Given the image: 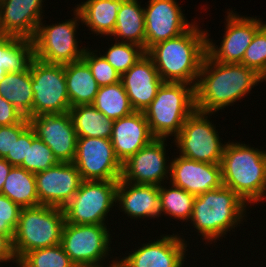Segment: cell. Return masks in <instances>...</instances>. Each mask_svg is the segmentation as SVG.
<instances>
[{
	"label": "cell",
	"instance_id": "1",
	"mask_svg": "<svg viewBox=\"0 0 266 267\" xmlns=\"http://www.w3.org/2000/svg\"><path fill=\"white\" fill-rule=\"evenodd\" d=\"M263 83V77L241 63H220L207 54L195 86L196 110L222 112L247 97L252 88Z\"/></svg>",
	"mask_w": 266,
	"mask_h": 267
},
{
	"label": "cell",
	"instance_id": "2",
	"mask_svg": "<svg viewBox=\"0 0 266 267\" xmlns=\"http://www.w3.org/2000/svg\"><path fill=\"white\" fill-rule=\"evenodd\" d=\"M250 208L252 207L248 206L237 193L222 185L218 189L195 196L190 224L187 225H191L189 228L191 230L194 227L189 231L195 232L194 234L202 239L200 243L205 241V246L214 243L216 247L218 241H225L223 237L227 238L228 233L231 235L240 224L244 226L242 224L248 222L247 211Z\"/></svg>",
	"mask_w": 266,
	"mask_h": 267
},
{
	"label": "cell",
	"instance_id": "3",
	"mask_svg": "<svg viewBox=\"0 0 266 267\" xmlns=\"http://www.w3.org/2000/svg\"><path fill=\"white\" fill-rule=\"evenodd\" d=\"M197 23L179 36L156 43L146 51L164 82L196 86L207 54L206 28L202 29Z\"/></svg>",
	"mask_w": 266,
	"mask_h": 267
},
{
	"label": "cell",
	"instance_id": "4",
	"mask_svg": "<svg viewBox=\"0 0 266 267\" xmlns=\"http://www.w3.org/2000/svg\"><path fill=\"white\" fill-rule=\"evenodd\" d=\"M239 140L226 142L222 160V183L250 207L266 199V150Z\"/></svg>",
	"mask_w": 266,
	"mask_h": 267
},
{
	"label": "cell",
	"instance_id": "5",
	"mask_svg": "<svg viewBox=\"0 0 266 267\" xmlns=\"http://www.w3.org/2000/svg\"><path fill=\"white\" fill-rule=\"evenodd\" d=\"M195 110L194 85L163 82L143 113L155 138L173 140Z\"/></svg>",
	"mask_w": 266,
	"mask_h": 267
},
{
	"label": "cell",
	"instance_id": "6",
	"mask_svg": "<svg viewBox=\"0 0 266 267\" xmlns=\"http://www.w3.org/2000/svg\"><path fill=\"white\" fill-rule=\"evenodd\" d=\"M64 223L63 208L46 205L21 208L13 237L18 261L32 250L60 244Z\"/></svg>",
	"mask_w": 266,
	"mask_h": 267
},
{
	"label": "cell",
	"instance_id": "7",
	"mask_svg": "<svg viewBox=\"0 0 266 267\" xmlns=\"http://www.w3.org/2000/svg\"><path fill=\"white\" fill-rule=\"evenodd\" d=\"M110 230L112 231L107 224L65 222L60 244L76 266L100 267L117 258L112 254L116 247H111L115 232L112 231L111 234Z\"/></svg>",
	"mask_w": 266,
	"mask_h": 267
},
{
	"label": "cell",
	"instance_id": "8",
	"mask_svg": "<svg viewBox=\"0 0 266 267\" xmlns=\"http://www.w3.org/2000/svg\"><path fill=\"white\" fill-rule=\"evenodd\" d=\"M73 17L47 24L40 21L33 38L35 58L49 64H69L82 59L86 46H80L78 38L81 16L73 7ZM46 24V25H45ZM78 34V35H76ZM79 39V40H78Z\"/></svg>",
	"mask_w": 266,
	"mask_h": 267
},
{
	"label": "cell",
	"instance_id": "9",
	"mask_svg": "<svg viewBox=\"0 0 266 267\" xmlns=\"http://www.w3.org/2000/svg\"><path fill=\"white\" fill-rule=\"evenodd\" d=\"M214 113H203L195 110L184 122L179 134L173 139V154L210 164H220L226 140L211 120ZM177 149V150H176Z\"/></svg>",
	"mask_w": 266,
	"mask_h": 267
},
{
	"label": "cell",
	"instance_id": "10",
	"mask_svg": "<svg viewBox=\"0 0 266 267\" xmlns=\"http://www.w3.org/2000/svg\"><path fill=\"white\" fill-rule=\"evenodd\" d=\"M118 180H83L73 198L63 207L70 224H108L116 203Z\"/></svg>",
	"mask_w": 266,
	"mask_h": 267
},
{
	"label": "cell",
	"instance_id": "11",
	"mask_svg": "<svg viewBox=\"0 0 266 267\" xmlns=\"http://www.w3.org/2000/svg\"><path fill=\"white\" fill-rule=\"evenodd\" d=\"M33 91V117L69 112L64 65L49 64L34 58L30 64Z\"/></svg>",
	"mask_w": 266,
	"mask_h": 267
},
{
	"label": "cell",
	"instance_id": "12",
	"mask_svg": "<svg viewBox=\"0 0 266 267\" xmlns=\"http://www.w3.org/2000/svg\"><path fill=\"white\" fill-rule=\"evenodd\" d=\"M174 232L161 233L162 235L158 236L159 239H149L142 244L140 241L138 242L140 246L135 244L134 249L125 252L123 256L120 253L118 258L126 267H185L189 264L186 257L189 255L191 242L188 238L185 240L183 231Z\"/></svg>",
	"mask_w": 266,
	"mask_h": 267
},
{
	"label": "cell",
	"instance_id": "13",
	"mask_svg": "<svg viewBox=\"0 0 266 267\" xmlns=\"http://www.w3.org/2000/svg\"><path fill=\"white\" fill-rule=\"evenodd\" d=\"M229 10V11H228ZM225 31L220 45L216 40L209 37L206 29L207 55L214 61L220 63H241L245 50L250 45L255 33L266 23L258 16H246L239 14L235 9H227L225 12ZM263 21V22H262ZM216 41V42H215Z\"/></svg>",
	"mask_w": 266,
	"mask_h": 267
},
{
	"label": "cell",
	"instance_id": "14",
	"mask_svg": "<svg viewBox=\"0 0 266 267\" xmlns=\"http://www.w3.org/2000/svg\"><path fill=\"white\" fill-rule=\"evenodd\" d=\"M169 140L155 138L151 143L142 147L136 154L128 158L122 164L120 179L134 184L157 186L168 182L170 180L172 157L169 158L167 154L169 149H173L172 143H174L172 141L169 144L167 142ZM167 146H170V148Z\"/></svg>",
	"mask_w": 266,
	"mask_h": 267
},
{
	"label": "cell",
	"instance_id": "15",
	"mask_svg": "<svg viewBox=\"0 0 266 267\" xmlns=\"http://www.w3.org/2000/svg\"><path fill=\"white\" fill-rule=\"evenodd\" d=\"M72 163L83 180L111 181L121 178L122 164L115 156L110 139L78 138Z\"/></svg>",
	"mask_w": 266,
	"mask_h": 267
},
{
	"label": "cell",
	"instance_id": "16",
	"mask_svg": "<svg viewBox=\"0 0 266 267\" xmlns=\"http://www.w3.org/2000/svg\"><path fill=\"white\" fill-rule=\"evenodd\" d=\"M183 12L178 0H148L145 3V51L156 43L179 36L197 21L192 19L190 23Z\"/></svg>",
	"mask_w": 266,
	"mask_h": 267
},
{
	"label": "cell",
	"instance_id": "17",
	"mask_svg": "<svg viewBox=\"0 0 266 267\" xmlns=\"http://www.w3.org/2000/svg\"><path fill=\"white\" fill-rule=\"evenodd\" d=\"M29 123L59 162H73L78 137L69 112L30 117Z\"/></svg>",
	"mask_w": 266,
	"mask_h": 267
},
{
	"label": "cell",
	"instance_id": "18",
	"mask_svg": "<svg viewBox=\"0 0 266 267\" xmlns=\"http://www.w3.org/2000/svg\"><path fill=\"white\" fill-rule=\"evenodd\" d=\"M40 205L63 208L80 188L83 181L72 162H59L35 174Z\"/></svg>",
	"mask_w": 266,
	"mask_h": 267
},
{
	"label": "cell",
	"instance_id": "19",
	"mask_svg": "<svg viewBox=\"0 0 266 267\" xmlns=\"http://www.w3.org/2000/svg\"><path fill=\"white\" fill-rule=\"evenodd\" d=\"M169 182L199 196L223 185L221 165L190 160L178 154L172 155Z\"/></svg>",
	"mask_w": 266,
	"mask_h": 267
},
{
	"label": "cell",
	"instance_id": "20",
	"mask_svg": "<svg viewBox=\"0 0 266 267\" xmlns=\"http://www.w3.org/2000/svg\"><path fill=\"white\" fill-rule=\"evenodd\" d=\"M115 206L128 219L134 222L141 219H159L160 195L159 186L152 184H134L118 180ZM148 218V219H147Z\"/></svg>",
	"mask_w": 266,
	"mask_h": 267
},
{
	"label": "cell",
	"instance_id": "21",
	"mask_svg": "<svg viewBox=\"0 0 266 267\" xmlns=\"http://www.w3.org/2000/svg\"><path fill=\"white\" fill-rule=\"evenodd\" d=\"M45 1L0 0V33L33 39L45 16Z\"/></svg>",
	"mask_w": 266,
	"mask_h": 267
},
{
	"label": "cell",
	"instance_id": "22",
	"mask_svg": "<svg viewBox=\"0 0 266 267\" xmlns=\"http://www.w3.org/2000/svg\"><path fill=\"white\" fill-rule=\"evenodd\" d=\"M121 82L134 111L144 112L164 82L152 59L145 53L121 75Z\"/></svg>",
	"mask_w": 266,
	"mask_h": 267
},
{
	"label": "cell",
	"instance_id": "23",
	"mask_svg": "<svg viewBox=\"0 0 266 267\" xmlns=\"http://www.w3.org/2000/svg\"><path fill=\"white\" fill-rule=\"evenodd\" d=\"M155 139L143 112L114 120L111 142L117 159L123 164Z\"/></svg>",
	"mask_w": 266,
	"mask_h": 267
},
{
	"label": "cell",
	"instance_id": "24",
	"mask_svg": "<svg viewBox=\"0 0 266 267\" xmlns=\"http://www.w3.org/2000/svg\"><path fill=\"white\" fill-rule=\"evenodd\" d=\"M123 0H86L77 5L75 9L81 16L82 25H86L90 34L96 37H110L114 32L117 13ZM92 32V33H91Z\"/></svg>",
	"mask_w": 266,
	"mask_h": 267
},
{
	"label": "cell",
	"instance_id": "25",
	"mask_svg": "<svg viewBox=\"0 0 266 267\" xmlns=\"http://www.w3.org/2000/svg\"><path fill=\"white\" fill-rule=\"evenodd\" d=\"M141 3L140 0L122 1L117 13L114 32L111 38L109 37L110 41L134 43L145 50L144 5Z\"/></svg>",
	"mask_w": 266,
	"mask_h": 267
},
{
	"label": "cell",
	"instance_id": "26",
	"mask_svg": "<svg viewBox=\"0 0 266 267\" xmlns=\"http://www.w3.org/2000/svg\"><path fill=\"white\" fill-rule=\"evenodd\" d=\"M66 87L71 108L92 104L99 86L87 63L80 59L64 65Z\"/></svg>",
	"mask_w": 266,
	"mask_h": 267
},
{
	"label": "cell",
	"instance_id": "27",
	"mask_svg": "<svg viewBox=\"0 0 266 267\" xmlns=\"http://www.w3.org/2000/svg\"><path fill=\"white\" fill-rule=\"evenodd\" d=\"M34 58L33 39L0 33V67L7 73L27 70Z\"/></svg>",
	"mask_w": 266,
	"mask_h": 267
},
{
	"label": "cell",
	"instance_id": "28",
	"mask_svg": "<svg viewBox=\"0 0 266 267\" xmlns=\"http://www.w3.org/2000/svg\"><path fill=\"white\" fill-rule=\"evenodd\" d=\"M30 67L22 72L7 73L0 82V96L28 119L33 117V91Z\"/></svg>",
	"mask_w": 266,
	"mask_h": 267
},
{
	"label": "cell",
	"instance_id": "29",
	"mask_svg": "<svg viewBox=\"0 0 266 267\" xmlns=\"http://www.w3.org/2000/svg\"><path fill=\"white\" fill-rule=\"evenodd\" d=\"M69 114L78 138H111L114 121L92 104L74 106L70 108Z\"/></svg>",
	"mask_w": 266,
	"mask_h": 267
},
{
	"label": "cell",
	"instance_id": "30",
	"mask_svg": "<svg viewBox=\"0 0 266 267\" xmlns=\"http://www.w3.org/2000/svg\"><path fill=\"white\" fill-rule=\"evenodd\" d=\"M1 194L15 202L20 208L40 205L35 174L19 166L11 168Z\"/></svg>",
	"mask_w": 266,
	"mask_h": 267
},
{
	"label": "cell",
	"instance_id": "31",
	"mask_svg": "<svg viewBox=\"0 0 266 267\" xmlns=\"http://www.w3.org/2000/svg\"><path fill=\"white\" fill-rule=\"evenodd\" d=\"M159 195L160 217H169L170 222L171 219H174L177 222L180 221L182 225L185 222V226L190 220L195 196L170 182L159 186Z\"/></svg>",
	"mask_w": 266,
	"mask_h": 267
},
{
	"label": "cell",
	"instance_id": "32",
	"mask_svg": "<svg viewBox=\"0 0 266 267\" xmlns=\"http://www.w3.org/2000/svg\"><path fill=\"white\" fill-rule=\"evenodd\" d=\"M92 105L113 121L134 112L121 81L99 87Z\"/></svg>",
	"mask_w": 266,
	"mask_h": 267
},
{
	"label": "cell",
	"instance_id": "33",
	"mask_svg": "<svg viewBox=\"0 0 266 267\" xmlns=\"http://www.w3.org/2000/svg\"><path fill=\"white\" fill-rule=\"evenodd\" d=\"M113 43L108 45L109 47L105 51L104 49L101 51V48L97 51L103 54L102 56L120 75L125 73L146 53L143 47L134 43L119 41Z\"/></svg>",
	"mask_w": 266,
	"mask_h": 267
},
{
	"label": "cell",
	"instance_id": "34",
	"mask_svg": "<svg viewBox=\"0 0 266 267\" xmlns=\"http://www.w3.org/2000/svg\"><path fill=\"white\" fill-rule=\"evenodd\" d=\"M61 244L39 248L26 253L18 267H75Z\"/></svg>",
	"mask_w": 266,
	"mask_h": 267
},
{
	"label": "cell",
	"instance_id": "35",
	"mask_svg": "<svg viewBox=\"0 0 266 267\" xmlns=\"http://www.w3.org/2000/svg\"><path fill=\"white\" fill-rule=\"evenodd\" d=\"M82 59L87 63L99 87L116 84L121 81V75L96 49L87 46Z\"/></svg>",
	"mask_w": 266,
	"mask_h": 267
},
{
	"label": "cell",
	"instance_id": "36",
	"mask_svg": "<svg viewBox=\"0 0 266 267\" xmlns=\"http://www.w3.org/2000/svg\"><path fill=\"white\" fill-rule=\"evenodd\" d=\"M59 161L55 158L52 150L37 136L28 145L27 161H23L19 167L34 174L45 171L55 166Z\"/></svg>",
	"mask_w": 266,
	"mask_h": 267
},
{
	"label": "cell",
	"instance_id": "37",
	"mask_svg": "<svg viewBox=\"0 0 266 267\" xmlns=\"http://www.w3.org/2000/svg\"><path fill=\"white\" fill-rule=\"evenodd\" d=\"M241 64L255 70L262 77L266 75V23L255 33Z\"/></svg>",
	"mask_w": 266,
	"mask_h": 267
},
{
	"label": "cell",
	"instance_id": "38",
	"mask_svg": "<svg viewBox=\"0 0 266 267\" xmlns=\"http://www.w3.org/2000/svg\"><path fill=\"white\" fill-rule=\"evenodd\" d=\"M20 211L15 202L0 194V234L8 235L13 240Z\"/></svg>",
	"mask_w": 266,
	"mask_h": 267
},
{
	"label": "cell",
	"instance_id": "39",
	"mask_svg": "<svg viewBox=\"0 0 266 267\" xmlns=\"http://www.w3.org/2000/svg\"><path fill=\"white\" fill-rule=\"evenodd\" d=\"M29 125V119L25 117L20 123L0 126V158H5L12 165L14 142Z\"/></svg>",
	"mask_w": 266,
	"mask_h": 267
},
{
	"label": "cell",
	"instance_id": "40",
	"mask_svg": "<svg viewBox=\"0 0 266 267\" xmlns=\"http://www.w3.org/2000/svg\"><path fill=\"white\" fill-rule=\"evenodd\" d=\"M36 137L35 131L29 125L15 140L12 147V166H20L23 161H27L28 145L32 144V140Z\"/></svg>",
	"mask_w": 266,
	"mask_h": 267
},
{
	"label": "cell",
	"instance_id": "41",
	"mask_svg": "<svg viewBox=\"0 0 266 267\" xmlns=\"http://www.w3.org/2000/svg\"><path fill=\"white\" fill-rule=\"evenodd\" d=\"M25 116L0 96V126L20 123Z\"/></svg>",
	"mask_w": 266,
	"mask_h": 267
},
{
	"label": "cell",
	"instance_id": "42",
	"mask_svg": "<svg viewBox=\"0 0 266 267\" xmlns=\"http://www.w3.org/2000/svg\"><path fill=\"white\" fill-rule=\"evenodd\" d=\"M10 262L13 265L15 263V267H18V259L14 252L13 240L8 235L0 234V267Z\"/></svg>",
	"mask_w": 266,
	"mask_h": 267
},
{
	"label": "cell",
	"instance_id": "43",
	"mask_svg": "<svg viewBox=\"0 0 266 267\" xmlns=\"http://www.w3.org/2000/svg\"><path fill=\"white\" fill-rule=\"evenodd\" d=\"M12 167L13 166L5 158H0V194L2 192V187L5 183L6 177Z\"/></svg>",
	"mask_w": 266,
	"mask_h": 267
},
{
	"label": "cell",
	"instance_id": "44",
	"mask_svg": "<svg viewBox=\"0 0 266 267\" xmlns=\"http://www.w3.org/2000/svg\"><path fill=\"white\" fill-rule=\"evenodd\" d=\"M109 266H108V265ZM105 265H102L100 267H126L121 261L120 259L117 257L114 261H112L111 263H107Z\"/></svg>",
	"mask_w": 266,
	"mask_h": 267
},
{
	"label": "cell",
	"instance_id": "45",
	"mask_svg": "<svg viewBox=\"0 0 266 267\" xmlns=\"http://www.w3.org/2000/svg\"><path fill=\"white\" fill-rule=\"evenodd\" d=\"M6 74L7 72L0 67V82L4 80Z\"/></svg>",
	"mask_w": 266,
	"mask_h": 267
},
{
	"label": "cell",
	"instance_id": "46",
	"mask_svg": "<svg viewBox=\"0 0 266 267\" xmlns=\"http://www.w3.org/2000/svg\"><path fill=\"white\" fill-rule=\"evenodd\" d=\"M265 81V83H266V75L263 77V82Z\"/></svg>",
	"mask_w": 266,
	"mask_h": 267
}]
</instances>
